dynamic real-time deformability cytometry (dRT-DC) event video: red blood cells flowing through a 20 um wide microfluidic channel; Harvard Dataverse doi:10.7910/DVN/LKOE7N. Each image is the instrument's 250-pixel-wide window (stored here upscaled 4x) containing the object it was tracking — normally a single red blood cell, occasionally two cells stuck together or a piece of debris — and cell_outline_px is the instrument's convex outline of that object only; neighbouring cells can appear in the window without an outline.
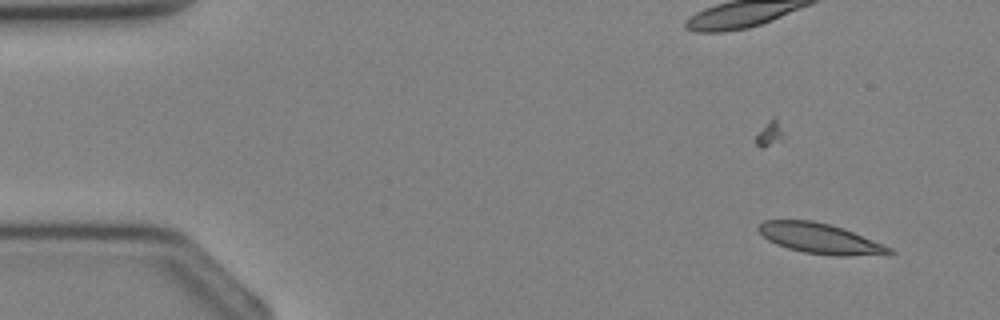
{"species": "Egyptian fruit bat (a non-hibernating species)", "species_latin": "Rousettus aegyptiacus", "temperature_condition": "cold", "stored_images_in_passage": 4, "camera_frame_rate_fps": 3000, "um_per_image_px": 0.085, "animal": {"sex": "female"}, "frame": {"image": 1, "passage_image": 2, "time_ms": 1.333, "image_size_px": [1000, 320], "cell_outline_px": [[896, 252], [848, 256], [832, 256], [804, 252], [788, 248], [776, 244], [768, 240], [756, 228], [764, 220], [812, 220], [828, 224], [852, 232], [892, 248]], "centroid_in_image_um": [69.64, 20.27], "position_along_channel_um": 15.4, "area_um2": 22.54}}